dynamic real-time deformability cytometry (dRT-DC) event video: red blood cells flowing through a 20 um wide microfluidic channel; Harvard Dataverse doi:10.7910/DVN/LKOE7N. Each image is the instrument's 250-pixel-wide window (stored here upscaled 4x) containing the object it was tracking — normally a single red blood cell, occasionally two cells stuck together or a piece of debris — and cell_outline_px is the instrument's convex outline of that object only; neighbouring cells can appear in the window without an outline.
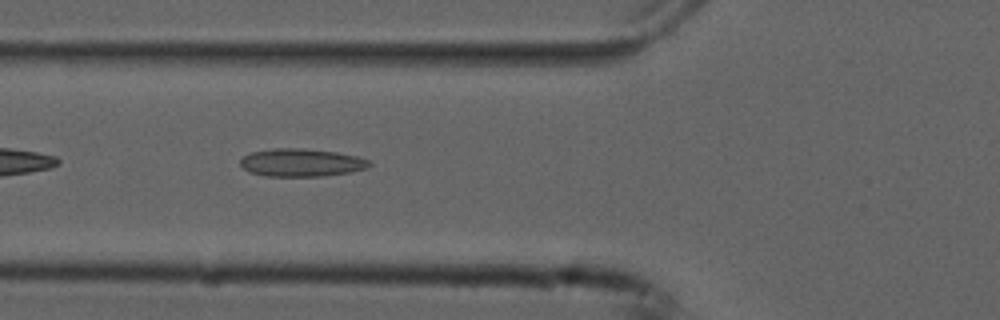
{"species": "common noctule bat (a hibernating species)", "species_latin": "Nyctalus noctula", "temperature_condition": "cold", "stored_images_in_passage": 38, "camera_frame_rate_fps": 3000, "um_per_image_px": 0.085, "animal": {"sex": "male", "forearm_length_mm": 52.5}, "frame": {"image": 1, "passage_image": 5, "time_ms": 1.333, "image_size_px": [1000, 320], "cell_outline_px": [[372, 164], [368, 168], [348, 172], [320, 176], [264, 176], [248, 172], [240, 164], [240, 160], [244, 156], [252, 152], [276, 148], [304, 148], [336, 152], [356, 156], [368, 160]], "centroid_in_image_um": [25.6, 13.82], "position_along_channel_um": 100.2, "area_um2": 20.87}}
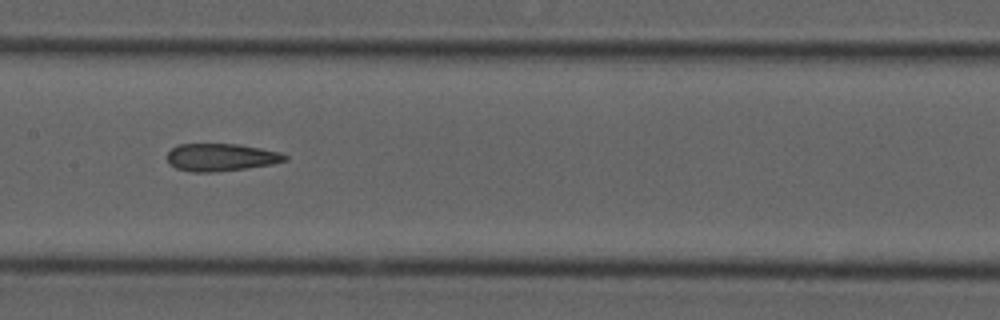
{"frame": {"image": 2, "passage_image": 12, "time_ms": 3.667, "image_size_px": [1000, 320], "cell_outline_px": [[288, 160], [272, 164], [248, 168], [216, 172], [192, 172], [176, 168], [168, 164], [168, 152], [172, 148], [180, 144], [236, 144], [260, 148], [280, 152], [288, 156]], "centroid_in_image_um": [18.79, 13.38], "position_along_channel_um": 188.6, "area_um2": 18.96}}
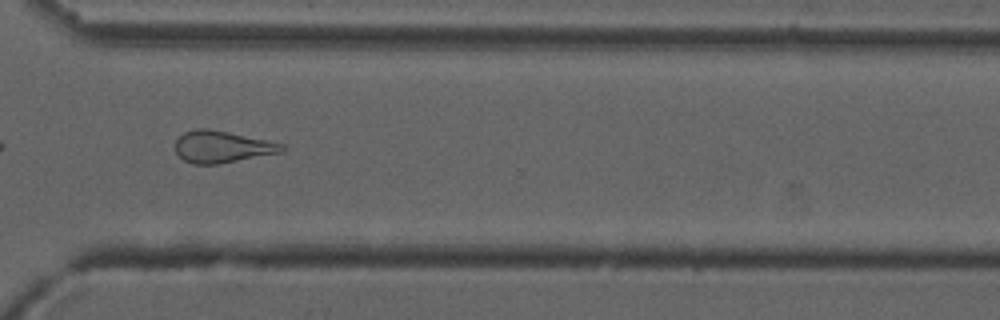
{"frame": {"image": 3, "passage_image": 25, "time_ms": 8.0, "image_size_px": [1000, 320], "cell_outline_px": [[288, 148], [284, 152], [216, 164], [192, 164], [184, 160], [176, 152], [176, 140], [184, 132], [196, 128], [208, 128], [228, 132], [284, 144]], "centroid_in_image_um": [18.89, 12.47], "position_along_channel_um": 351.7, "area_um2": 19.71}, "authors_computed_cell_mechanics": {"area_um2": 19.7387, "velocity_mm_per_s": 3.7723, "shape_relaxation_time_tau1_ms": null, "shape_relaxation_time_tau2_ms": 4.2181, "deformation_change_tau1": null, "deformation_change_tau2": 0.1664}}